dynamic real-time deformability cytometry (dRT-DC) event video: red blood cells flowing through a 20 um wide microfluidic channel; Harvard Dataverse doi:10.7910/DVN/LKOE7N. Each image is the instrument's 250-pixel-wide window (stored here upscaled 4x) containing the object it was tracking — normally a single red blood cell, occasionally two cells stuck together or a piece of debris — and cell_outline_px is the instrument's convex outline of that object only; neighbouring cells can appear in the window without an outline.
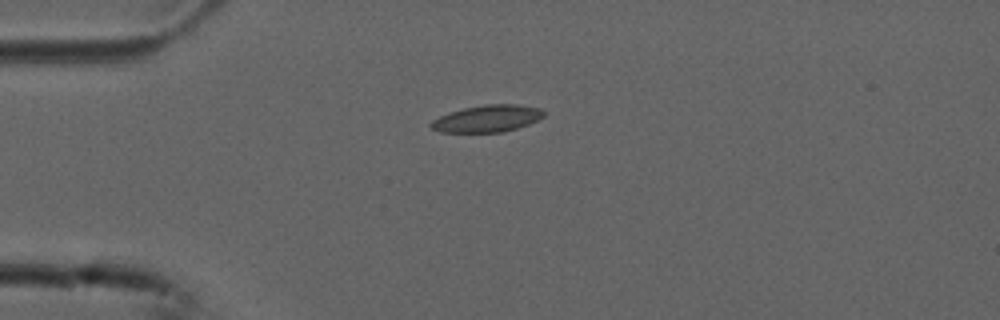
{"species": "common noctule bat (a hibernating species)", "species_latin": "Nyctalus noctula", "temperature_condition": "cold", "stored_images_in_passage": 5, "camera_frame_rate_fps": 3000, "um_per_image_px": 0.085, "animal": {"sex": "male", "forearm_length_mm": 52.5}, "frame": {"image": 1, "passage_image": 5, "time_ms": 1.333, "image_size_px": [1000, 320], "cell_outline_px": [[544, 116], [528, 124], [504, 132], [440, 132], [432, 128], [428, 124], [432, 120], [448, 112], [464, 108], [484, 104], [516, 104], [540, 108], [544, 112]], "centroid_in_image_um": [41.39, 10.07], "position_along_channel_um": 43.6, "area_um2": 17.69}}